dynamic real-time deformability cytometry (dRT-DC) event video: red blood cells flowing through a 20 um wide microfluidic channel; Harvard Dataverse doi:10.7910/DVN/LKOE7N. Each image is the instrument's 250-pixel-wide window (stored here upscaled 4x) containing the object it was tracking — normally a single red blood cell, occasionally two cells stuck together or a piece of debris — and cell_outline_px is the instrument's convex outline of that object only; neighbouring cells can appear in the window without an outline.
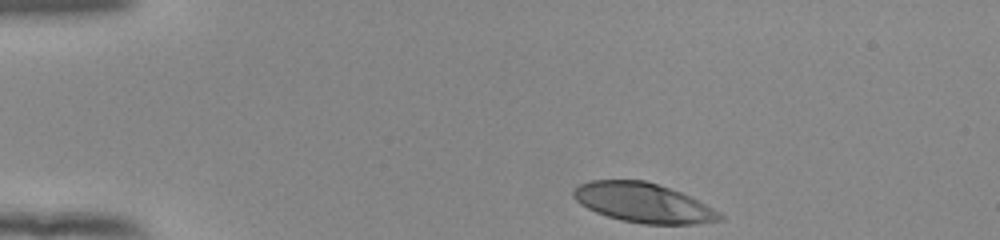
{"species": "human", "species_latin": "Homo sapiens", "temperature_condition": "room temperature", "stored_images_in_passage": 37, "camera_frame_rate_fps": 3000, "um_per_image_px": 0.085, "donor": {"sex": "female"}, "frame": {"image": 1, "passage_image": 1, "time_ms": 0.0, "image_size_px": [1000, 240], "cell_outline_px": [[724, 220], [692, 224], [644, 224], [620, 220], [596, 212], [580, 204], [572, 196], [572, 188], [588, 180], [644, 180], [680, 192], [712, 208], [724, 216]], "centroid_in_image_um": [54.63, 17.24], "position_along_channel_um": 30.4, "area_um2": 33.47}}
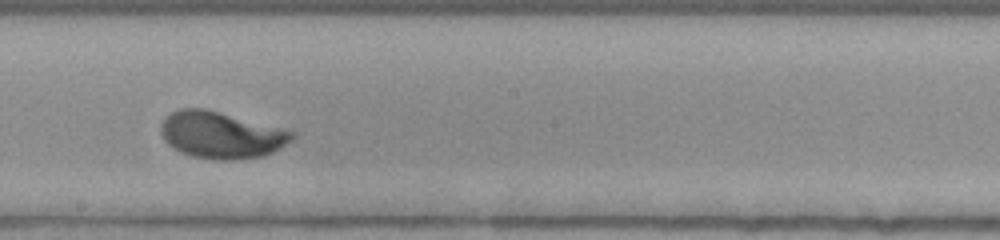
{"frame": {"image": 2, "passage_image": 22, "time_ms": 7.0, "image_size_px": [1000, 240], "cell_outline_px": [[296, 136], [292, 140], [280, 148], [264, 156], [232, 160], [216, 160], [192, 156], [180, 152], [172, 148], [164, 140], [160, 132], [160, 124], [164, 116], [180, 108], [204, 108], [220, 112], [296, 132]], "centroid_in_image_um": [18.76, 11.47], "position_along_channel_um": 229.4, "area_um2": 35.89}}
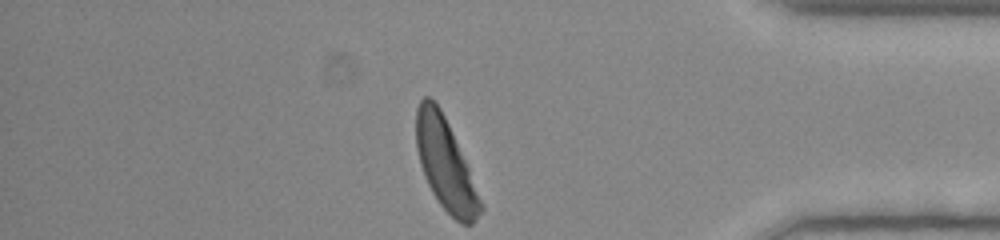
{"frame": {"image": 3, "passage_image": 37, "time_ms": 12.0, "image_size_px": [1000, 240], "cell_outline_px": [[484, 208], [472, 224], [460, 224], [440, 204], [432, 192], [424, 176], [420, 164], [416, 148], [416, 108], [420, 100], [424, 96], [428, 96], [440, 108], [448, 124], [468, 168]], "centroid_in_image_um": [37.83, 13.97], "position_along_channel_um": 397.4, "area_um2": 33.58}, "authors_computed_cell_mechanics": {"area_um2": 34.5066, "velocity_mm_per_s": 3.8641, "shape_relaxation_time_tau1_ms": 3.6039, "shape_relaxation_time_tau2_ms": null, "deformation_change_tau1": 0.2199, "deformation_change_tau2": null}}